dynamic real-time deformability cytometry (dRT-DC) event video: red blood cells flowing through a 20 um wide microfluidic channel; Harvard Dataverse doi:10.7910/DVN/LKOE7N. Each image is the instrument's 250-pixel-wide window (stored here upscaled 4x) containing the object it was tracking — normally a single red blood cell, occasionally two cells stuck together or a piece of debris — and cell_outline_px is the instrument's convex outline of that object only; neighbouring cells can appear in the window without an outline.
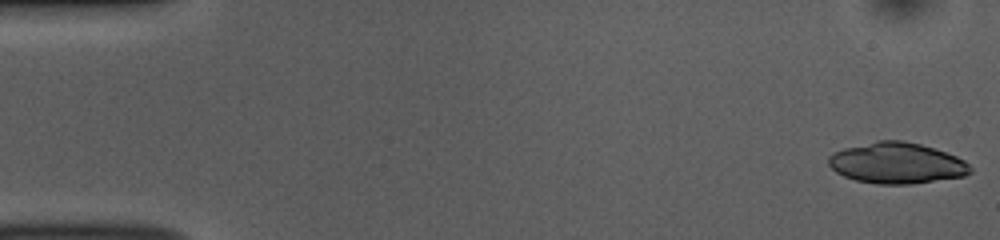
{"species": "common noctule bat (a hibernating species)", "species_latin": "Nyctalus noctula", "temperature_condition": "room temperature", "stored_images_in_passage": 51, "camera_frame_rate_fps": 3000, "um_per_image_px": 0.085, "animal": {"sex": "female", "body_mass_g": 10.0, "forearm_length_mm": 53.1}, "frame": {"image": 1, "passage_image": 1, "time_ms": 0.0, "image_size_px": [1000, 240], "cell_outline_px": [[972, 172], [964, 176], [912, 184], [876, 184], [856, 180], [844, 176], [836, 172], [828, 164], [828, 156], [832, 152], [844, 148], [876, 140], [904, 140], [920, 144], [956, 156], [964, 160], [972, 168]], "centroid_in_image_um": [76.2, 13.86], "position_along_channel_um": 8.8, "area_um2": 33.93}}